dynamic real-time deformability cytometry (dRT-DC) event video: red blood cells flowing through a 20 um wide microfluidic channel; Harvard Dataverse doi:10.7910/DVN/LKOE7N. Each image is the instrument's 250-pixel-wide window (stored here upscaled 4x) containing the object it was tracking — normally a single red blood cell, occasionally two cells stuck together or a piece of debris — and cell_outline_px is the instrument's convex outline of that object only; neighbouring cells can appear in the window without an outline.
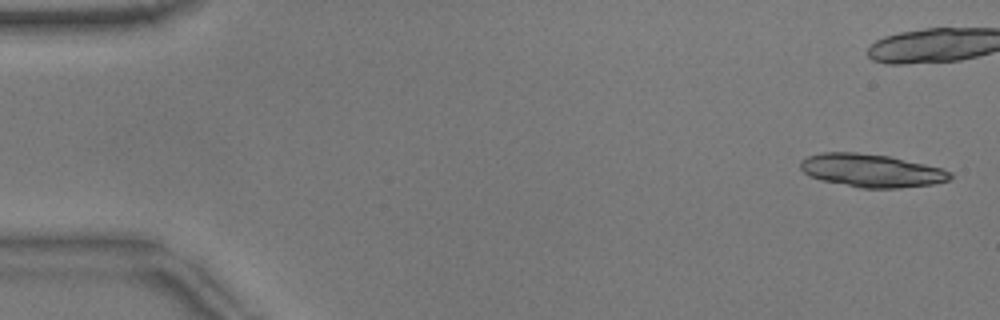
{"species": "common noctule bat (a hibernating species)", "species_latin": "Nyctalus noctula", "temperature_condition": "warm", "stored_images_in_passage": 53, "camera_frame_rate_fps": 3000, "um_per_image_px": 0.085, "animal": {"sex": "male", "body_mass_g": 17.9}, "frame": {"image": 1, "passage_image": 1, "time_ms": 0.0, "image_size_px": [1000, 320], "cell_outline_px": [[952, 176], [948, 180], [932, 184], [896, 188], [860, 188], [820, 180], [808, 176], [800, 168], [800, 160], [808, 156], [820, 152], [856, 152], [888, 156], [924, 164], [940, 168], [952, 172]], "centroid_in_image_um": [74.01, 14.49], "position_along_channel_um": 11.0, "area_um2": 28.84}, "authors_computed_cell_mechanics": {"area_um2": 17.3978, "velocity_mm_per_s": 3.8427, "shape_relaxation_time_tau1_ms": 5.4908, "shape_relaxation_time_tau2_ms": 5.411, "deformation_change_tau1": 0.2155, "deformation_change_tau2": 0.1733}}